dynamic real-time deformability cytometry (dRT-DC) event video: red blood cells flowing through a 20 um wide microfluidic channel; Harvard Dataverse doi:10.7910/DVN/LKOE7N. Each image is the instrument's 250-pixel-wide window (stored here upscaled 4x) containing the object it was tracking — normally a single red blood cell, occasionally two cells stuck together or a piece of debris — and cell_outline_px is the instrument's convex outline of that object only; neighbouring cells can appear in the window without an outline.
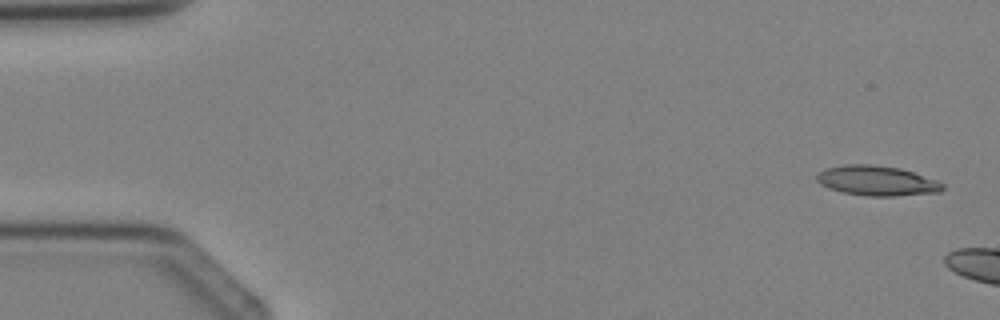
{"species": "Egyptian fruit bat (a non-hibernating species)", "species_latin": "Rousettus aegyptiacus", "temperature_condition": "cold", "stored_images_in_passage": 4, "segment_of_instrument_passage": [2, 2], "camera_frame_rate_fps": 3000, "um_per_image_px": 0.085, "animal": {"sex": "female"}, "frame": {"image": 1, "passage_image": 4, "time_ms": 3.333, "image_size_px": [1000, 320], "cell_outline_px": [[944, 188], [940, 192], [892, 196], [864, 196], [844, 192], [828, 188], [820, 184], [816, 180], [816, 176], [820, 172], [828, 168], [844, 164], [876, 164], [900, 168], [936, 180], [944, 184]], "centroid_in_image_um": [74.53, 15.36], "position_along_channel_um": 10.5, "area_um2": 21.91}}